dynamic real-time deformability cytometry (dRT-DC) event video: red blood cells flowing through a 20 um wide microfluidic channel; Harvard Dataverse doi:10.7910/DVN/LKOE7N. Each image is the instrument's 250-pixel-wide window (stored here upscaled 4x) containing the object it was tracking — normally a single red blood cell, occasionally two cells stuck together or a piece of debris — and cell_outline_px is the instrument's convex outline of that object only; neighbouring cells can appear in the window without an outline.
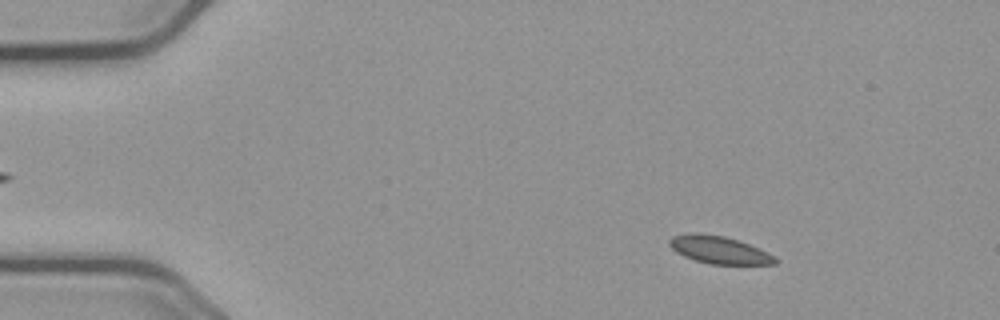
{"species": "common noctule bat (a hibernating species)", "species_latin": "Nyctalus noctula", "temperature_condition": "cold", "stored_images_in_passage": 56, "camera_frame_rate_fps": 3000, "um_per_image_px": 0.085, "animal": {"sex": "male", "body_mass_g": 23.1, "forearm_length_mm": 52.7}, "frame": {"image": 1, "passage_image": 8, "time_ms": 2.333, "image_size_px": [1000, 320], "cell_outline_px": [[776, 264], [708, 264], [684, 256], [676, 252], [668, 244], [668, 240], [672, 236], [696, 232], [724, 236], [748, 244], [768, 252], [776, 256]], "centroid_in_image_um": [61.1, 21.24], "position_along_channel_um": 23.9, "area_um2": 16.88}}
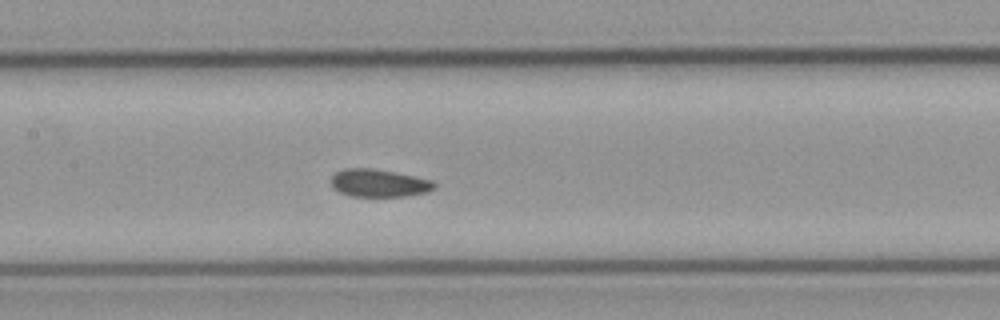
{"frame": {"image": 2, "passage_image": 27, "time_ms": 8.667, "image_size_px": [1000, 320], "cell_outline_px": [[436, 188], [428, 192], [408, 196], [352, 196], [340, 192], [332, 188], [332, 176], [336, 172], [344, 168], [372, 168], [396, 172], [416, 176], [432, 180], [436, 184]], "centroid_in_image_um": [32.24, 15.56], "position_along_channel_um": 175.2, "area_um2": 16.82}}
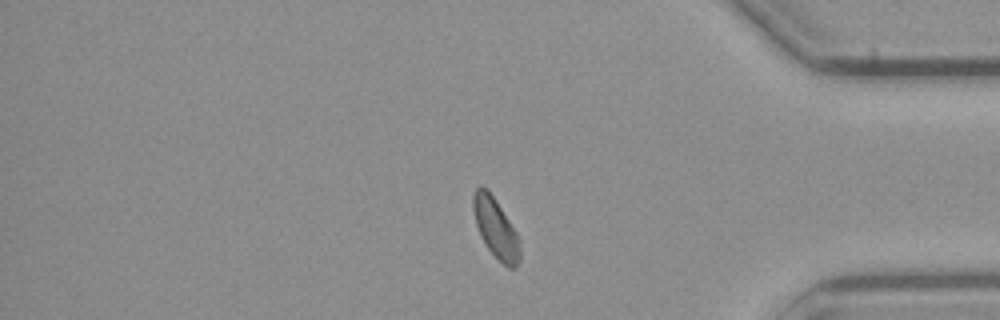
{"frame": {"image": 3, "passage_image": 47, "time_ms": 15.333, "image_size_px": [1000, 320], "cell_outline_px": [[520, 260], [516, 268], [508, 268], [484, 244], [480, 236], [476, 224], [472, 208], [472, 196], [476, 188], [480, 184], [496, 200], [516, 232], [520, 240]], "centroid_in_image_um": [42.13, 19.4], "position_along_channel_um": 393.1, "area_um2": 16.18}, "authors_computed_cell_mechanics": {"area_um2": 16.8487, "velocity_mm_per_s": 3.6535, "shape_relaxation_time_tau1_ms": 7.1203, "shape_relaxation_time_tau2_ms": 3.551, "deformation_change_tau1": 0.0954, "deformation_change_tau2": 0.0653}}